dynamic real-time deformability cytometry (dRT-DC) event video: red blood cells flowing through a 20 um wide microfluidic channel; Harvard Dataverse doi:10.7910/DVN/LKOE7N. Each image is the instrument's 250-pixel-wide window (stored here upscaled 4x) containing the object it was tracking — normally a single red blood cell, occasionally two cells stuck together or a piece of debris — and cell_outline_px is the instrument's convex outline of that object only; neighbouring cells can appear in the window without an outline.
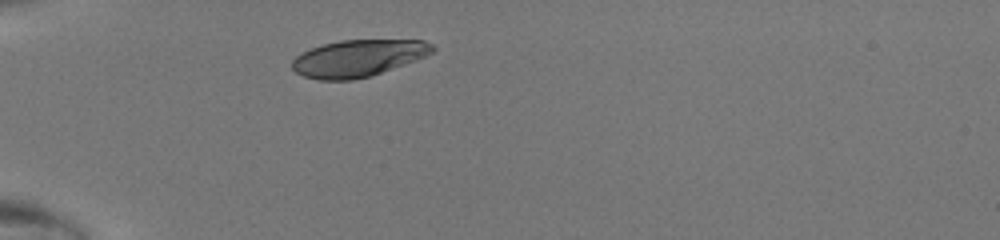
{"species": "human", "species_latin": "Homo sapiens", "temperature_condition": "room temperature", "stored_images_in_passage": 29, "camera_frame_rate_fps": 3000, "um_per_image_px": 0.085, "donor": {"sex": "male"}, "frame": {"image": 1, "passage_image": 1, "time_ms": 0.0, "image_size_px": [1000, 240], "cell_outline_px": [[436, 48], [432, 52], [416, 60], [372, 76], [352, 80], [316, 80], [304, 76], [296, 72], [292, 68], [292, 60], [300, 52], [324, 44], [340, 40], [424, 40], [432, 44]], "centroid_in_image_um": [30.42, 4.95], "position_along_channel_um": 54.6, "area_um2": 30.23}}
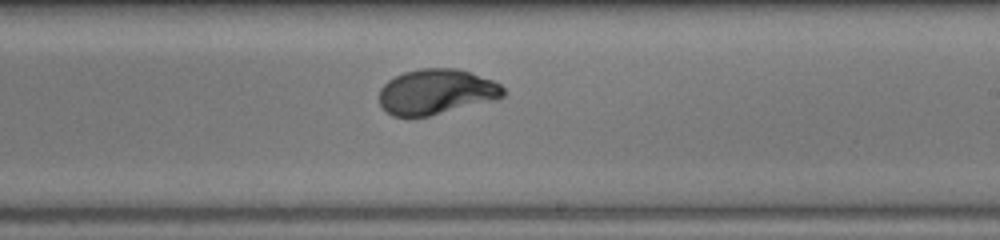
{"frame": {"image": 2, "passage_image": 16, "time_ms": 5.0, "image_size_px": [1000, 240], "cell_outline_px": [[508, 92], [500, 100], [428, 116], [392, 116], [380, 104], [380, 88], [388, 80], [404, 72], [420, 68], [456, 68], [492, 80], [500, 84]], "centroid_in_image_um": [37.15, 7.81], "position_along_channel_um": 251.9, "area_um2": 32.95}}
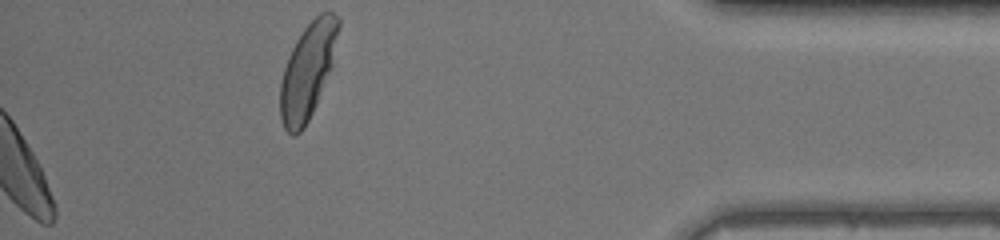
{"frame": {"image": 3, "passage_image": 29, "time_ms": 9.333, "image_size_px": [1000, 240], "cell_outline_px": [[340, 24], [332, 68], [316, 104], [304, 128], [296, 136], [292, 136], [284, 128], [280, 116], [280, 84], [284, 68], [288, 56], [296, 40], [304, 28], [320, 12], [332, 12], [340, 16]], "centroid_in_image_um": [26.16, 6.01], "position_along_channel_um": 409.0, "area_um2": 32.48}}